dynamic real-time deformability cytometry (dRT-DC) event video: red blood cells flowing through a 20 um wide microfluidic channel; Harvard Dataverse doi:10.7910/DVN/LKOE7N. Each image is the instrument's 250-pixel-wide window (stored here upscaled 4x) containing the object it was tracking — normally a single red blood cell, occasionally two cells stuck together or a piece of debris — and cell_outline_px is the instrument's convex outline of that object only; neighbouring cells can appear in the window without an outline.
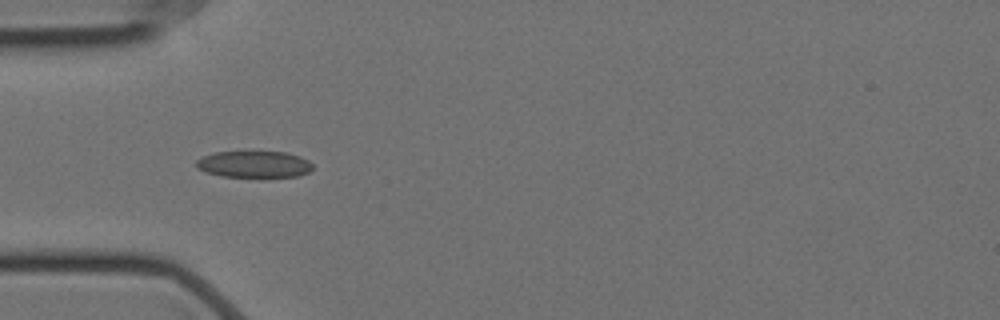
{"species": "Egyptian fruit bat (a non-hibernating species)", "species_latin": "Rousettus aegyptiacus", "temperature_condition": "cold", "stored_images_in_passage": 41, "camera_frame_rate_fps": 3000, "um_per_image_px": 0.085, "animal": {"sex": "female"}, "frame": {"image": 1, "passage_image": 1, "time_ms": 0.0, "image_size_px": [1000, 320], "cell_outline_px": [[312, 168], [308, 172], [300, 176], [220, 176], [204, 172], [196, 168], [196, 160], [204, 156], [216, 152], [284, 152], [300, 156], [308, 160], [312, 164]], "centroid_in_image_um": [21.58, 13.96], "position_along_channel_um": 63.4, "area_um2": 17.86}}
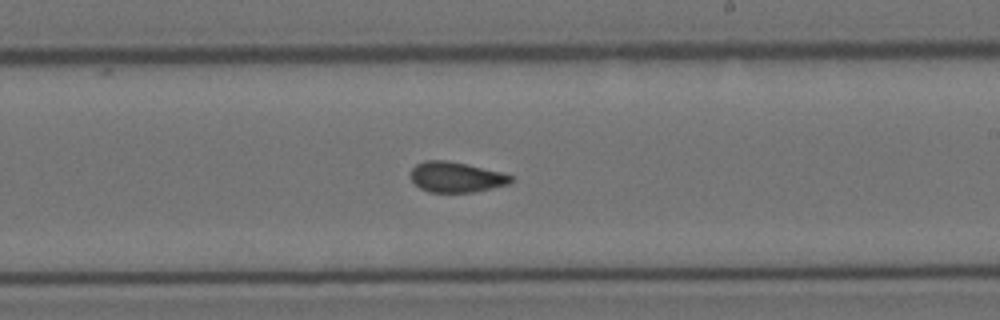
{"frame": {"image": 2, "passage_image": 17, "time_ms": 5.333, "image_size_px": [1000, 320], "cell_outline_px": [[512, 180], [508, 184], [492, 188], [472, 192], [428, 192], [420, 188], [412, 180], [412, 168], [416, 164], [424, 160], [448, 160], [468, 164], [500, 172], [512, 176]], "centroid_in_image_um": [38.75, 15.04], "position_along_channel_um": 250.2, "area_um2": 17.63}}
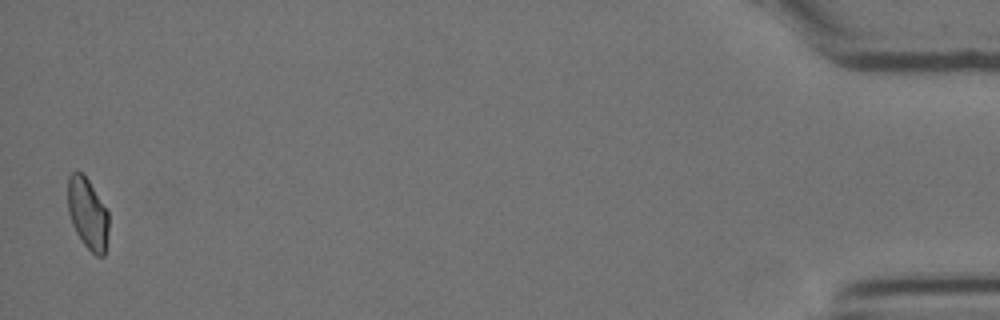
{"frame": {"image": 3, "passage_image": 40, "time_ms": 13.0, "image_size_px": [1000, 320], "cell_outline_px": [[108, 228], [104, 256], [96, 256], [84, 244], [76, 232], [72, 224], [68, 212], [68, 176], [72, 172], [84, 172], [108, 212]], "centroid_in_image_um": [7.44, 18.13], "position_along_channel_um": 427.8, "area_um2": 16.88}, "authors_computed_cell_mechanics": {"area_um2": 17.8602, "velocity_mm_per_s": 3.5218, "shape_relaxation_time_tau1_ms": 9.4434, "shape_relaxation_time_tau2_ms": 0.9785, "deformation_change_tau1": 0.1795, "deformation_change_tau2": 0.068}}